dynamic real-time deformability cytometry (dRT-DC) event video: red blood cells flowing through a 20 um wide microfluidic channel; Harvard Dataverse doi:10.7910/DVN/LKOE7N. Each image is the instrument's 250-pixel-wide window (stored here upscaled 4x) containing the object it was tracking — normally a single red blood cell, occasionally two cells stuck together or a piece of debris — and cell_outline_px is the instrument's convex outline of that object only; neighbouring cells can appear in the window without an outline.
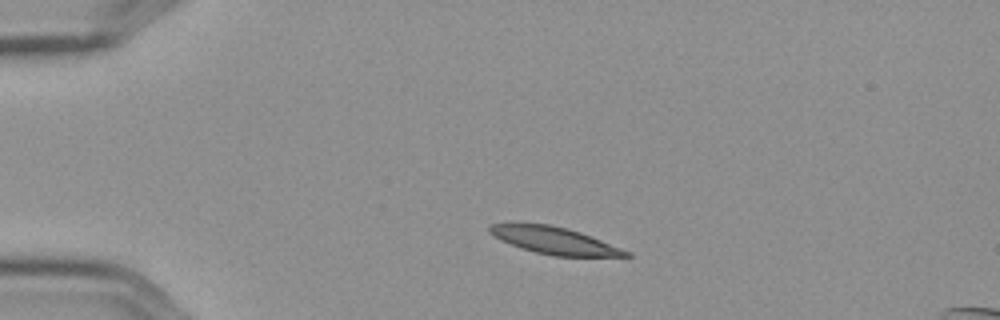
{"species": "Egyptian fruit bat (a non-hibernating species)", "species_latin": "Rousettus aegyptiacus", "temperature_condition": "cold", "stored_images_in_passage": 3, "camera_frame_rate_fps": 3000, "um_per_image_px": 0.085, "frame": {"image": 1, "passage_image": 2, "time_ms": 0.333, "image_size_px": [1000, 320], "cell_outline_px": [[632, 256], [552, 256], [520, 248], [500, 240], [488, 232], [488, 224], [512, 220], [548, 224], [568, 228], [580, 232], [632, 252]], "centroid_in_image_um": [46.99, 20.39], "position_along_channel_um": 38.0, "area_um2": 22.2}}